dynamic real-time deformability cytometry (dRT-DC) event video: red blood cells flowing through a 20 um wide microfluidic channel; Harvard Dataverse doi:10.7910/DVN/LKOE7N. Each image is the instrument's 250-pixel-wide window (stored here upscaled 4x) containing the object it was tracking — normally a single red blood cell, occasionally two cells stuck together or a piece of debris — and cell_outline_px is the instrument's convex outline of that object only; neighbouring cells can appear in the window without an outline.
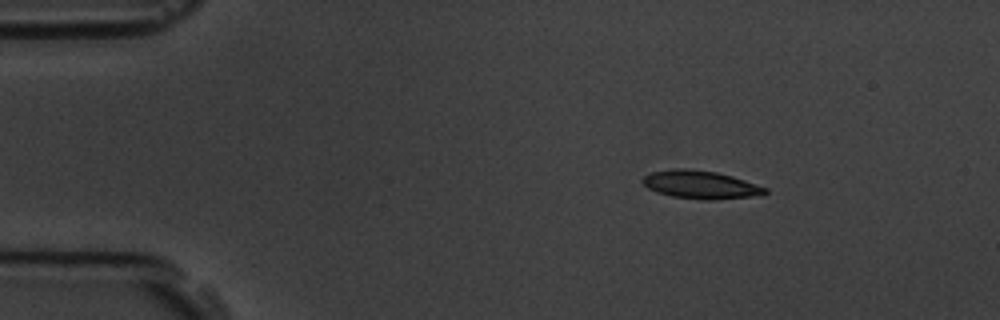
{"species": "common noctule bat (a hibernating species)", "species_latin": "Nyctalus noctula", "temperature_condition": "room temperature", "stored_images_in_passage": 3, "camera_frame_rate_fps": 3000, "um_per_image_px": 0.085, "animal": {"sex": "male", "body_mass_g": 19.5, "forearm_length_mm": 54.6}, "frame": {"image": 1, "passage_image": 1, "time_ms": 0.0, "image_size_px": [1000, 320], "cell_outline_px": [[768, 192], [764, 196], [712, 200], [704, 200], [672, 196], [656, 192], [648, 188], [640, 180], [644, 176], [652, 172], [672, 168], [684, 168], [716, 172], [732, 176], [768, 188]], "centroid_in_image_um": [59.59, 15.71], "position_along_channel_um": 25.4, "area_um2": 20.29}}